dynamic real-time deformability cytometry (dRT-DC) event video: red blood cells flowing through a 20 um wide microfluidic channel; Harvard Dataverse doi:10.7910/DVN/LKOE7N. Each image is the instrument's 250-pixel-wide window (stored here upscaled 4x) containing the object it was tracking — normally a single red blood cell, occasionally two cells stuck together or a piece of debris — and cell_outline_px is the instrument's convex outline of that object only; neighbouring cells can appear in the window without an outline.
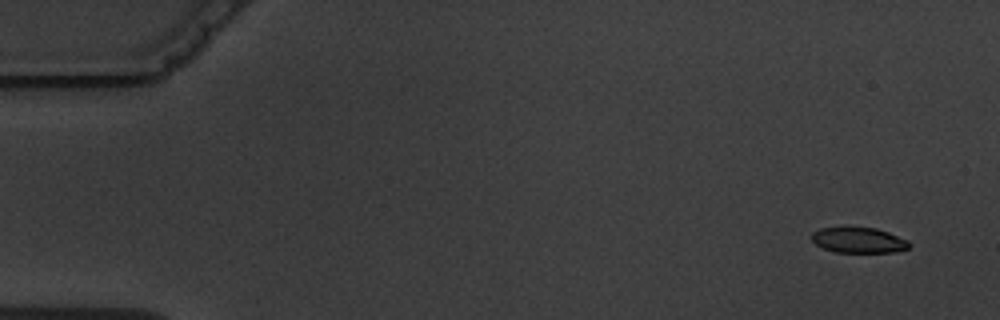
{"species": "common noctule bat (a hibernating species)", "species_latin": "Nyctalus noctula", "temperature_condition": "warm", "stored_images_in_passage": 7, "camera_frame_rate_fps": 3000, "um_per_image_px": 0.085, "animal": {"sex": "male", "body_mass_g": 19.5, "forearm_length_mm": 54.6}, "frame": {"image": 1, "passage_image": 1, "time_ms": 0.0, "image_size_px": [1000, 320], "cell_outline_px": [[912, 244], [908, 248], [892, 252], [836, 252], [824, 248], [816, 244], [812, 240], [812, 232], [820, 228], [840, 224], [848, 224], [876, 228], [888, 232], [908, 240]], "centroid_in_image_um": [72.94, 20.35], "position_along_channel_um": 12.1, "area_um2": 15.2}}
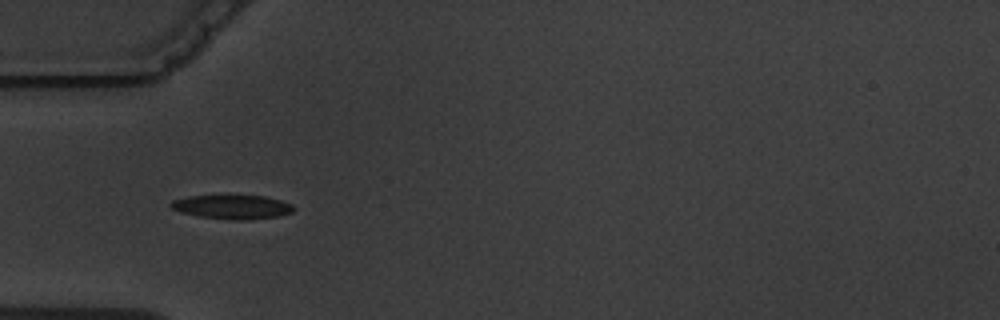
{"frame": {"image": 2, "passage_image": 5, "time_ms": 5.0, "image_size_px": [1000, 320], "cell_outline_px": [[296, 208], [292, 212], [280, 216], [248, 220], [236, 220], [200, 216], [180, 212], [172, 208], [168, 204], [172, 200], [188, 196], [224, 192], [264, 196], [280, 200], [292, 204]], "centroid_in_image_um": [19.73, 17.53], "position_along_channel_um": 65.3, "area_um2": 18.21}}